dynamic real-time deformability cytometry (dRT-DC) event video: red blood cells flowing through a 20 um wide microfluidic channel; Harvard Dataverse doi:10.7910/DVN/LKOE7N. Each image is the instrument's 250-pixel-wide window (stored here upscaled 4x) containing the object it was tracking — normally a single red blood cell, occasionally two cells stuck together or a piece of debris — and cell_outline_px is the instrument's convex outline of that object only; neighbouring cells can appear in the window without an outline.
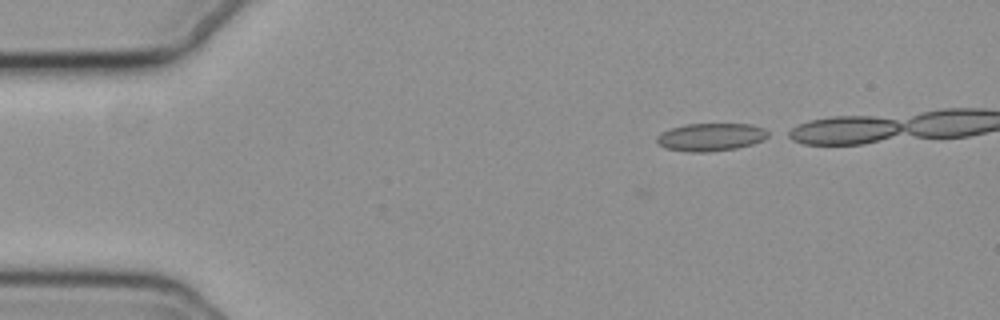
{"species": "common noctule bat (a hibernating species)", "species_latin": "Nyctalus noctula", "temperature_condition": "cold", "stored_images_in_passage": 11, "camera_frame_rate_fps": 3000, "um_per_image_px": 0.085, "animal": {"sex": "female", "body_mass_g": 19.3, "forearm_length_mm": 54.1}, "frame": {"image": 1, "passage_image": 1, "time_ms": 0.0, "image_size_px": [1000, 320], "cell_outline_px": [[772, 136], [764, 140], [752, 144], [736, 148], [708, 152], [688, 152], [664, 148], [656, 140], [656, 136], [672, 128], [684, 124], [748, 124], [764, 128], [772, 132]], "centroid_in_image_um": [60.48, 11.65], "position_along_channel_um": 24.5, "area_um2": 18.21}}